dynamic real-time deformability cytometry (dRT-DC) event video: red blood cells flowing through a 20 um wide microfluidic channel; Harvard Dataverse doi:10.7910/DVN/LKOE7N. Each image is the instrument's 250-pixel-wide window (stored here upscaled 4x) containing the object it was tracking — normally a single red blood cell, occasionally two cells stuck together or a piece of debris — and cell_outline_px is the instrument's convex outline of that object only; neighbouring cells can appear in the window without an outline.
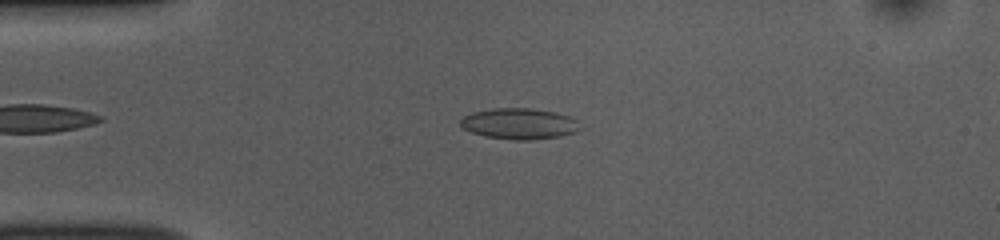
{"species": "common noctule bat (a hibernating species)", "species_latin": "Nyctalus noctula", "temperature_condition": "room temperature", "stored_images_in_passage": 44, "camera_frame_rate_fps": 3000, "um_per_image_px": 0.085, "animal": {"sex": "female", "body_mass_g": 10.0, "forearm_length_mm": 53.1}, "frame": {"image": 1, "passage_image": 4, "time_ms": 1.0, "image_size_px": [1000, 240], "cell_outline_px": [[580, 128], [576, 132], [560, 136], [532, 140], [512, 140], [484, 136], [472, 132], [464, 128], [460, 124], [460, 120], [464, 116], [472, 112], [492, 108], [532, 108], [556, 112], [572, 116], [576, 120]], "centroid_in_image_um": [44.15, 10.51], "position_along_channel_um": 40.9, "area_um2": 21.73}}
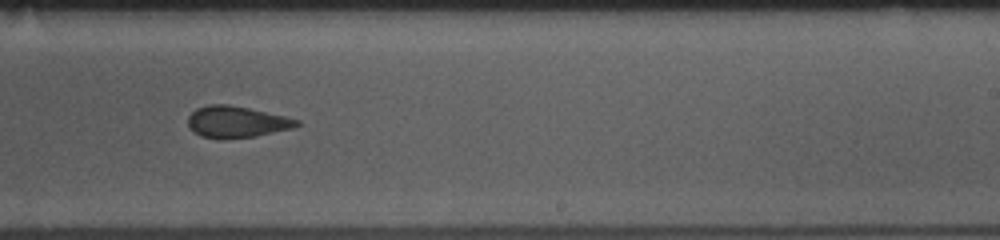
{"frame": {"image": 2, "passage_image": 24, "time_ms": 7.667, "image_size_px": [1000, 240], "cell_outline_px": [[300, 124], [292, 128], [256, 136], [200, 136], [192, 132], [188, 124], [188, 116], [196, 108], [208, 104], [228, 104], [248, 108], [284, 116], [300, 120]], "centroid_in_image_um": [20.09, 10.32], "position_along_channel_um": 268.9, "area_um2": 19.31}}
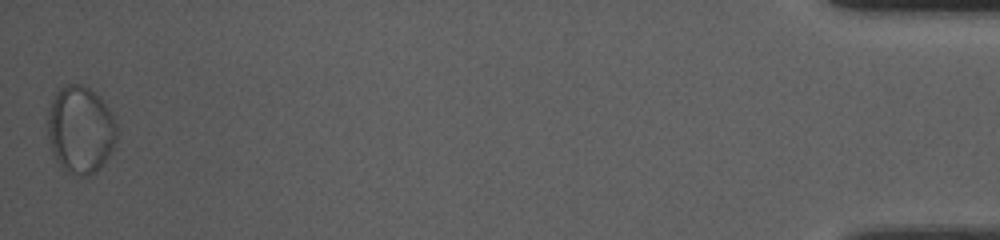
{"frame": {"image": 3, "passage_image": 44, "time_ms": 14.333, "image_size_px": [1000, 240], "cell_outline_px": [[116, 140], [108, 156], [96, 172], [88, 176], [80, 176], [68, 172], [56, 160], [52, 152], [48, 136], [48, 112], [52, 100], [56, 92], [64, 84], [80, 84], [88, 88], [100, 96], [108, 108], [116, 124]], "centroid_in_image_um": [6.82, 11.01], "position_along_channel_um": 428.4, "area_um2": 34.97}, "authors_computed_cell_mechanics": {"area_um2": 20.7213, "velocity_mm_per_s": 3.7735, "shape_relaxation_time_tau1_ms": 3.9123, "shape_relaxation_time_tau2_ms": 2.103, "deformation_change_tau1": 0.0935, "deformation_change_tau2": 0.0567}}